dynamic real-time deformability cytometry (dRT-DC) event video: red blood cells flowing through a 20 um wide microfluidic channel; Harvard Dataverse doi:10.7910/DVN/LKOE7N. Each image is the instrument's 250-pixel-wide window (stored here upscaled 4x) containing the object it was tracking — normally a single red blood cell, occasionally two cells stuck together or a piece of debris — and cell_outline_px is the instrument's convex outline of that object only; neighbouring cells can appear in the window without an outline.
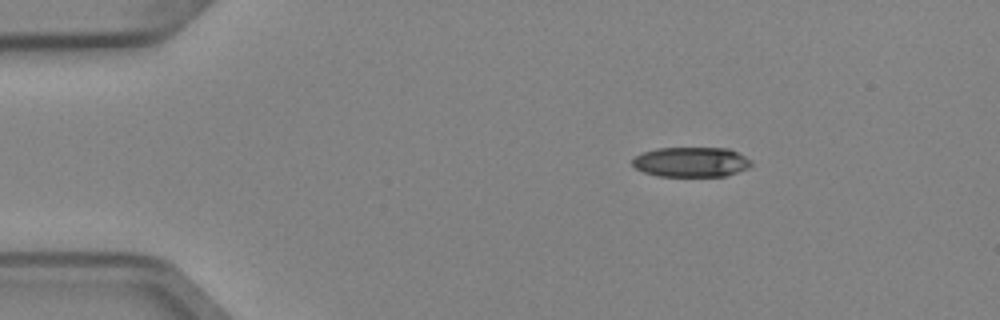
{"species": "Egyptian fruit bat (a non-hibernating species)", "species_latin": "Rousettus aegyptiacus", "temperature_condition": "cold", "stored_images_in_passage": 4, "camera_frame_rate_fps": 3000, "um_per_image_px": 0.085, "animal": {"sex": "female"}, "frame": {"image": 1, "passage_image": 1, "time_ms": 0.0, "image_size_px": [1000, 320], "cell_outline_px": [[752, 164], [748, 168], [724, 176], [660, 176], [644, 172], [636, 168], [632, 164], [632, 160], [636, 156], [644, 152], [656, 148], [728, 148], [752, 160]], "centroid_in_image_um": [58.75, 13.77], "position_along_channel_um": 26.2, "area_um2": 20.58}}
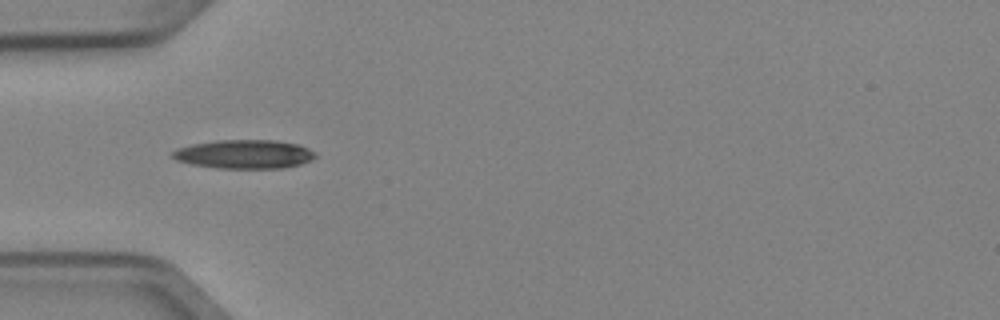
{"frame": {"image": 2, "passage_image": 3, "time_ms": 0.667, "image_size_px": [1000, 320], "cell_outline_px": [[316, 156], [312, 160], [300, 164], [284, 168], [220, 168], [192, 164], [176, 160], [172, 156], [172, 152], [180, 148], [192, 144], [216, 140], [276, 140], [300, 144], [316, 152]], "centroid_in_image_um": [20.82, 13.1], "position_along_channel_um": 64.2, "area_um2": 23.99}}
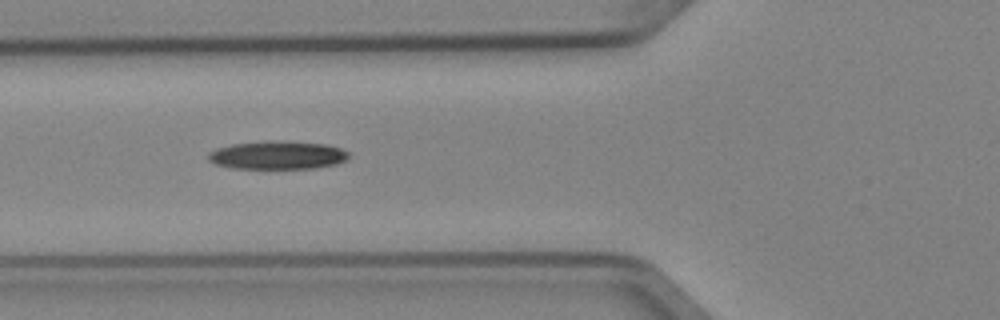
{"frame": {"image": 3, "passage_image": 4, "time_ms": 1.0, "image_size_px": [1000, 320], "cell_outline_px": [[348, 160], [336, 164], [316, 168], [232, 168], [216, 164], [208, 160], [208, 152], [232, 144], [324, 144], [340, 148], [348, 152]], "centroid_in_image_um": [23.61, 13.26], "position_along_channel_um": 102.2, "area_um2": 21.62}}